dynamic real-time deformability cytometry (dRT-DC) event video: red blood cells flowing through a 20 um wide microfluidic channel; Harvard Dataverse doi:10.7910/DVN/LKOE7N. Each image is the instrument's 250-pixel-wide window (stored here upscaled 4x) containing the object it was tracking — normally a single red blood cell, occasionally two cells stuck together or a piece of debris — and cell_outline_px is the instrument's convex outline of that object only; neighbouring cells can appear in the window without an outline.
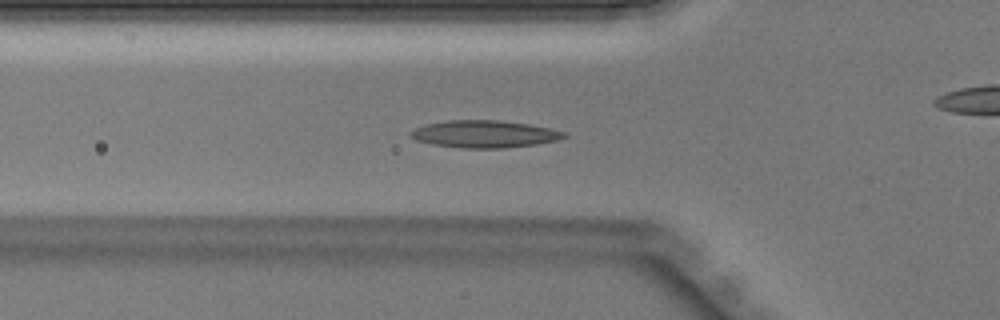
{"species": "Egyptian fruit bat (a non-hibernating species)", "species_latin": "Rousettus aegyptiacus", "temperature_condition": "warm", "stored_images_in_passage": 45, "camera_frame_rate_fps": 3000, "um_per_image_px": 0.085, "animal": {"sex": "male"}, "frame": {"image": 1, "passage_image": 15, "time_ms": 4.667, "image_size_px": [1000, 320], "cell_outline_px": [[568, 136], [556, 140], [536, 144], [504, 148], [460, 148], [432, 144], [416, 140], [408, 136], [408, 132], [424, 124], [448, 120], [500, 120], [528, 124], [548, 128], [564, 132]], "centroid_in_image_um": [41.11, 11.39], "position_along_channel_um": 84.7, "area_um2": 24.39}}
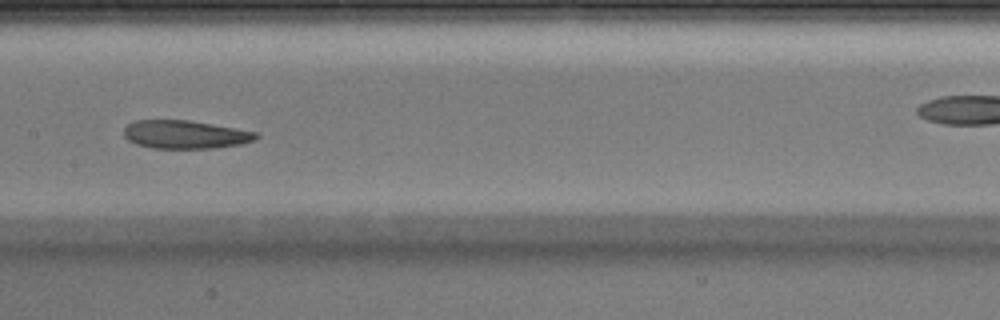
{"frame": {"image": 2, "passage_image": 22, "time_ms": 7.0, "image_size_px": [1000, 320], "cell_outline_px": [[260, 136], [252, 140], [240, 144], [216, 148], [152, 148], [136, 144], [128, 140], [124, 136], [124, 128], [128, 124], [136, 120], [188, 120], [236, 128], [256, 132]], "centroid_in_image_um": [15.72, 11.43], "position_along_channel_um": 191.7, "area_um2": 21.68}}
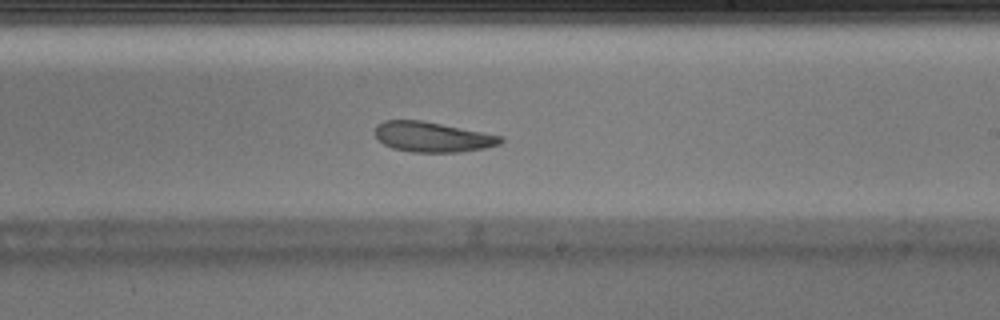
{"frame": {"image": 3, "passage_image": 26, "time_ms": 8.333, "image_size_px": [1000, 320], "cell_outline_px": [[504, 140], [500, 144], [484, 148], [460, 152], [412, 152], [392, 148], [384, 144], [376, 136], [376, 124], [384, 120], [420, 120], [504, 136]], "centroid_in_image_um": [36.77, 11.64], "position_along_channel_um": 252.2, "area_um2": 21.96}}